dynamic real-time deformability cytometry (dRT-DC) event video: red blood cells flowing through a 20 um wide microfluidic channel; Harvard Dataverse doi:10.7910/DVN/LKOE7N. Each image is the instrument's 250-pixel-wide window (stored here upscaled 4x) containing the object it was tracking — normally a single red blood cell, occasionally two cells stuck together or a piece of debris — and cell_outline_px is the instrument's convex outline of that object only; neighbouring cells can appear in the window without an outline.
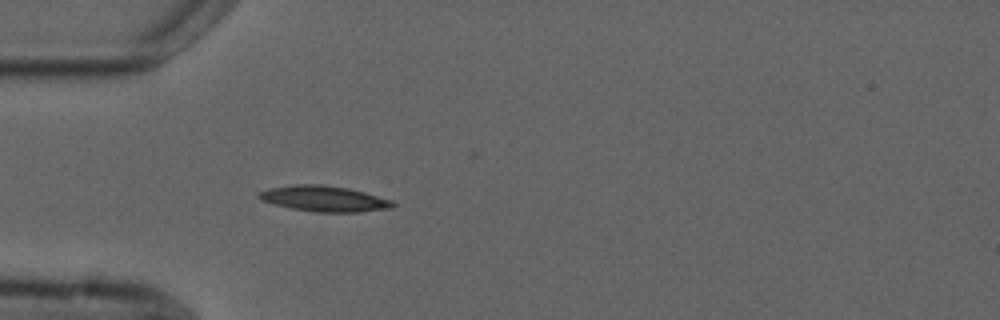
{"species": "common noctule bat (a hibernating species)", "species_latin": "Nyctalus noctula", "temperature_condition": "cold", "stored_images_in_passage": 5, "camera_frame_rate_fps": 3000, "um_per_image_px": 0.085, "animal": {"sex": "male", "forearm_length_mm": 52.5}, "frame": {"image": 1, "passage_image": 5, "time_ms": 4.667, "image_size_px": [1000, 320], "cell_outline_px": [[396, 204], [392, 208], [360, 212], [316, 212], [292, 208], [276, 204], [264, 200], [256, 196], [260, 192], [268, 188], [296, 184], [324, 184], [348, 188], [364, 192], [392, 200]], "centroid_in_image_um": [27.6, 16.88], "position_along_channel_um": 57.4, "area_um2": 19.94}}